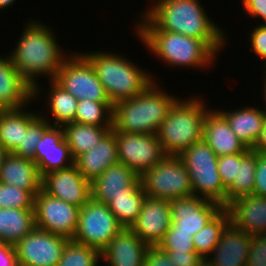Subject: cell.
<instances>
[{
  "label": "cell",
  "mask_w": 266,
  "mask_h": 266,
  "mask_svg": "<svg viewBox=\"0 0 266 266\" xmlns=\"http://www.w3.org/2000/svg\"><path fill=\"white\" fill-rule=\"evenodd\" d=\"M39 20L31 19L23 27L19 41L12 53L8 54L12 64L23 78L33 87V99L38 100L40 76L55 80L58 70L69 52L61 49L51 27Z\"/></svg>",
  "instance_id": "1"
},
{
  "label": "cell",
  "mask_w": 266,
  "mask_h": 266,
  "mask_svg": "<svg viewBox=\"0 0 266 266\" xmlns=\"http://www.w3.org/2000/svg\"><path fill=\"white\" fill-rule=\"evenodd\" d=\"M144 14L160 29L203 40L216 54L224 48L225 31L211 20L201 0H157ZM208 14V15H207Z\"/></svg>",
  "instance_id": "2"
},
{
  "label": "cell",
  "mask_w": 266,
  "mask_h": 266,
  "mask_svg": "<svg viewBox=\"0 0 266 266\" xmlns=\"http://www.w3.org/2000/svg\"><path fill=\"white\" fill-rule=\"evenodd\" d=\"M135 32L150 53L170 67H192L200 70L211 66L216 53L201 39L160 30L143 12Z\"/></svg>",
  "instance_id": "3"
},
{
  "label": "cell",
  "mask_w": 266,
  "mask_h": 266,
  "mask_svg": "<svg viewBox=\"0 0 266 266\" xmlns=\"http://www.w3.org/2000/svg\"><path fill=\"white\" fill-rule=\"evenodd\" d=\"M155 80L137 96L112 107V129L120 133L157 134L161 123L179 99L163 91Z\"/></svg>",
  "instance_id": "4"
},
{
  "label": "cell",
  "mask_w": 266,
  "mask_h": 266,
  "mask_svg": "<svg viewBox=\"0 0 266 266\" xmlns=\"http://www.w3.org/2000/svg\"><path fill=\"white\" fill-rule=\"evenodd\" d=\"M81 54L91 63L112 104L137 96L156 79L124 55L109 51Z\"/></svg>",
  "instance_id": "5"
},
{
  "label": "cell",
  "mask_w": 266,
  "mask_h": 266,
  "mask_svg": "<svg viewBox=\"0 0 266 266\" xmlns=\"http://www.w3.org/2000/svg\"><path fill=\"white\" fill-rule=\"evenodd\" d=\"M202 98L179 97L161 123L156 135L166 156H180L203 139V123L210 108Z\"/></svg>",
  "instance_id": "6"
},
{
  "label": "cell",
  "mask_w": 266,
  "mask_h": 266,
  "mask_svg": "<svg viewBox=\"0 0 266 266\" xmlns=\"http://www.w3.org/2000/svg\"><path fill=\"white\" fill-rule=\"evenodd\" d=\"M188 170L193 194L219 203L226 208L227 190L218 172V156L202 139L187 148L180 156Z\"/></svg>",
  "instance_id": "7"
},
{
  "label": "cell",
  "mask_w": 266,
  "mask_h": 266,
  "mask_svg": "<svg viewBox=\"0 0 266 266\" xmlns=\"http://www.w3.org/2000/svg\"><path fill=\"white\" fill-rule=\"evenodd\" d=\"M147 197L176 200L193 196L190 176L179 156H165L140 176Z\"/></svg>",
  "instance_id": "8"
},
{
  "label": "cell",
  "mask_w": 266,
  "mask_h": 266,
  "mask_svg": "<svg viewBox=\"0 0 266 266\" xmlns=\"http://www.w3.org/2000/svg\"><path fill=\"white\" fill-rule=\"evenodd\" d=\"M124 228L108 205L90 199L79 209L73 241L101 251Z\"/></svg>",
  "instance_id": "9"
},
{
  "label": "cell",
  "mask_w": 266,
  "mask_h": 266,
  "mask_svg": "<svg viewBox=\"0 0 266 266\" xmlns=\"http://www.w3.org/2000/svg\"><path fill=\"white\" fill-rule=\"evenodd\" d=\"M70 53L58 70L55 81L78 100L111 102L91 63L77 51Z\"/></svg>",
  "instance_id": "10"
},
{
  "label": "cell",
  "mask_w": 266,
  "mask_h": 266,
  "mask_svg": "<svg viewBox=\"0 0 266 266\" xmlns=\"http://www.w3.org/2000/svg\"><path fill=\"white\" fill-rule=\"evenodd\" d=\"M79 209L41 189L34 197L36 228L72 240L78 225Z\"/></svg>",
  "instance_id": "11"
},
{
  "label": "cell",
  "mask_w": 266,
  "mask_h": 266,
  "mask_svg": "<svg viewBox=\"0 0 266 266\" xmlns=\"http://www.w3.org/2000/svg\"><path fill=\"white\" fill-rule=\"evenodd\" d=\"M115 134L118 162L126 165L139 176L160 162L166 154L156 134Z\"/></svg>",
  "instance_id": "12"
},
{
  "label": "cell",
  "mask_w": 266,
  "mask_h": 266,
  "mask_svg": "<svg viewBox=\"0 0 266 266\" xmlns=\"http://www.w3.org/2000/svg\"><path fill=\"white\" fill-rule=\"evenodd\" d=\"M68 238L35 228L14 245L18 266H57Z\"/></svg>",
  "instance_id": "13"
},
{
  "label": "cell",
  "mask_w": 266,
  "mask_h": 266,
  "mask_svg": "<svg viewBox=\"0 0 266 266\" xmlns=\"http://www.w3.org/2000/svg\"><path fill=\"white\" fill-rule=\"evenodd\" d=\"M41 189L79 208L91 199L90 181L80 173L75 164L43 175Z\"/></svg>",
  "instance_id": "14"
},
{
  "label": "cell",
  "mask_w": 266,
  "mask_h": 266,
  "mask_svg": "<svg viewBox=\"0 0 266 266\" xmlns=\"http://www.w3.org/2000/svg\"><path fill=\"white\" fill-rule=\"evenodd\" d=\"M172 222L170 229L189 232L194 236L223 207L216 202L196 195L170 201Z\"/></svg>",
  "instance_id": "15"
},
{
  "label": "cell",
  "mask_w": 266,
  "mask_h": 266,
  "mask_svg": "<svg viewBox=\"0 0 266 266\" xmlns=\"http://www.w3.org/2000/svg\"><path fill=\"white\" fill-rule=\"evenodd\" d=\"M172 210L169 200L146 197L130 229L147 245L157 246L169 230Z\"/></svg>",
  "instance_id": "16"
},
{
  "label": "cell",
  "mask_w": 266,
  "mask_h": 266,
  "mask_svg": "<svg viewBox=\"0 0 266 266\" xmlns=\"http://www.w3.org/2000/svg\"><path fill=\"white\" fill-rule=\"evenodd\" d=\"M33 161L37 164L41 176L74 164L63 127L50 125L45 130L35 149Z\"/></svg>",
  "instance_id": "17"
},
{
  "label": "cell",
  "mask_w": 266,
  "mask_h": 266,
  "mask_svg": "<svg viewBox=\"0 0 266 266\" xmlns=\"http://www.w3.org/2000/svg\"><path fill=\"white\" fill-rule=\"evenodd\" d=\"M140 183L135 171L118 162L90 182L91 199L108 205L113 197L130 194Z\"/></svg>",
  "instance_id": "18"
},
{
  "label": "cell",
  "mask_w": 266,
  "mask_h": 266,
  "mask_svg": "<svg viewBox=\"0 0 266 266\" xmlns=\"http://www.w3.org/2000/svg\"><path fill=\"white\" fill-rule=\"evenodd\" d=\"M149 247L130 228H122L100 256L105 266H144Z\"/></svg>",
  "instance_id": "19"
},
{
  "label": "cell",
  "mask_w": 266,
  "mask_h": 266,
  "mask_svg": "<svg viewBox=\"0 0 266 266\" xmlns=\"http://www.w3.org/2000/svg\"><path fill=\"white\" fill-rule=\"evenodd\" d=\"M250 239L249 234L230 222L223 231L220 242L206 261L209 266H246Z\"/></svg>",
  "instance_id": "20"
},
{
  "label": "cell",
  "mask_w": 266,
  "mask_h": 266,
  "mask_svg": "<svg viewBox=\"0 0 266 266\" xmlns=\"http://www.w3.org/2000/svg\"><path fill=\"white\" fill-rule=\"evenodd\" d=\"M33 100V87L18 72L8 55H0V110L22 108Z\"/></svg>",
  "instance_id": "21"
},
{
  "label": "cell",
  "mask_w": 266,
  "mask_h": 266,
  "mask_svg": "<svg viewBox=\"0 0 266 266\" xmlns=\"http://www.w3.org/2000/svg\"><path fill=\"white\" fill-rule=\"evenodd\" d=\"M203 139L219 156L245 153L249 148L231 130L217 108L208 110L203 123Z\"/></svg>",
  "instance_id": "22"
},
{
  "label": "cell",
  "mask_w": 266,
  "mask_h": 266,
  "mask_svg": "<svg viewBox=\"0 0 266 266\" xmlns=\"http://www.w3.org/2000/svg\"><path fill=\"white\" fill-rule=\"evenodd\" d=\"M226 209L230 222L250 236L266 234V197L251 195L232 201Z\"/></svg>",
  "instance_id": "23"
},
{
  "label": "cell",
  "mask_w": 266,
  "mask_h": 266,
  "mask_svg": "<svg viewBox=\"0 0 266 266\" xmlns=\"http://www.w3.org/2000/svg\"><path fill=\"white\" fill-rule=\"evenodd\" d=\"M0 182L27 190L35 197L41 190L42 176L33 160L8 153L0 168Z\"/></svg>",
  "instance_id": "24"
},
{
  "label": "cell",
  "mask_w": 266,
  "mask_h": 266,
  "mask_svg": "<svg viewBox=\"0 0 266 266\" xmlns=\"http://www.w3.org/2000/svg\"><path fill=\"white\" fill-rule=\"evenodd\" d=\"M117 163V142L115 134L111 130L95 147L74 161L80 173L90 182L100 176L108 167Z\"/></svg>",
  "instance_id": "25"
},
{
  "label": "cell",
  "mask_w": 266,
  "mask_h": 266,
  "mask_svg": "<svg viewBox=\"0 0 266 266\" xmlns=\"http://www.w3.org/2000/svg\"><path fill=\"white\" fill-rule=\"evenodd\" d=\"M245 105L243 108L235 110H218L227 120L231 130L235 135L251 149L263 128V109Z\"/></svg>",
  "instance_id": "26"
},
{
  "label": "cell",
  "mask_w": 266,
  "mask_h": 266,
  "mask_svg": "<svg viewBox=\"0 0 266 266\" xmlns=\"http://www.w3.org/2000/svg\"><path fill=\"white\" fill-rule=\"evenodd\" d=\"M27 107L0 110V142L9 153L23 143L27 126L39 115V111H26Z\"/></svg>",
  "instance_id": "27"
},
{
  "label": "cell",
  "mask_w": 266,
  "mask_h": 266,
  "mask_svg": "<svg viewBox=\"0 0 266 266\" xmlns=\"http://www.w3.org/2000/svg\"><path fill=\"white\" fill-rule=\"evenodd\" d=\"M35 228L34 209L0 208V242L14 246Z\"/></svg>",
  "instance_id": "28"
},
{
  "label": "cell",
  "mask_w": 266,
  "mask_h": 266,
  "mask_svg": "<svg viewBox=\"0 0 266 266\" xmlns=\"http://www.w3.org/2000/svg\"><path fill=\"white\" fill-rule=\"evenodd\" d=\"M49 84L46 106L48 105L47 113L51 114L50 116L53 120H48L49 114L45 117L44 114L41 115L39 113L40 116L55 126L63 127L68 123L74 122L79 100L61 87L55 80H51V82L49 80Z\"/></svg>",
  "instance_id": "29"
},
{
  "label": "cell",
  "mask_w": 266,
  "mask_h": 266,
  "mask_svg": "<svg viewBox=\"0 0 266 266\" xmlns=\"http://www.w3.org/2000/svg\"><path fill=\"white\" fill-rule=\"evenodd\" d=\"M65 140L75 161L80 155L95 147L112 127L71 122L63 126Z\"/></svg>",
  "instance_id": "30"
},
{
  "label": "cell",
  "mask_w": 266,
  "mask_h": 266,
  "mask_svg": "<svg viewBox=\"0 0 266 266\" xmlns=\"http://www.w3.org/2000/svg\"><path fill=\"white\" fill-rule=\"evenodd\" d=\"M257 166V152L248 149L238 153V172L233 182L226 188V207L240 197L253 195Z\"/></svg>",
  "instance_id": "31"
},
{
  "label": "cell",
  "mask_w": 266,
  "mask_h": 266,
  "mask_svg": "<svg viewBox=\"0 0 266 266\" xmlns=\"http://www.w3.org/2000/svg\"><path fill=\"white\" fill-rule=\"evenodd\" d=\"M230 223L229 211L222 208L198 233L193 236V244L198 256L206 260L220 242L221 235Z\"/></svg>",
  "instance_id": "32"
},
{
  "label": "cell",
  "mask_w": 266,
  "mask_h": 266,
  "mask_svg": "<svg viewBox=\"0 0 266 266\" xmlns=\"http://www.w3.org/2000/svg\"><path fill=\"white\" fill-rule=\"evenodd\" d=\"M146 197L140 183L130 194L113 197L108 207L124 228H130L138 218Z\"/></svg>",
  "instance_id": "33"
},
{
  "label": "cell",
  "mask_w": 266,
  "mask_h": 266,
  "mask_svg": "<svg viewBox=\"0 0 266 266\" xmlns=\"http://www.w3.org/2000/svg\"><path fill=\"white\" fill-rule=\"evenodd\" d=\"M112 107L111 102L79 100L74 122L99 127H112Z\"/></svg>",
  "instance_id": "34"
},
{
  "label": "cell",
  "mask_w": 266,
  "mask_h": 266,
  "mask_svg": "<svg viewBox=\"0 0 266 266\" xmlns=\"http://www.w3.org/2000/svg\"><path fill=\"white\" fill-rule=\"evenodd\" d=\"M100 259L98 250L69 240L57 266H99Z\"/></svg>",
  "instance_id": "35"
},
{
  "label": "cell",
  "mask_w": 266,
  "mask_h": 266,
  "mask_svg": "<svg viewBox=\"0 0 266 266\" xmlns=\"http://www.w3.org/2000/svg\"><path fill=\"white\" fill-rule=\"evenodd\" d=\"M51 124L40 114L27 126L23 143L13 152L22 158L34 159L35 149L43 133Z\"/></svg>",
  "instance_id": "36"
},
{
  "label": "cell",
  "mask_w": 266,
  "mask_h": 266,
  "mask_svg": "<svg viewBox=\"0 0 266 266\" xmlns=\"http://www.w3.org/2000/svg\"><path fill=\"white\" fill-rule=\"evenodd\" d=\"M0 208L34 209V196L27 190L0 182Z\"/></svg>",
  "instance_id": "37"
},
{
  "label": "cell",
  "mask_w": 266,
  "mask_h": 266,
  "mask_svg": "<svg viewBox=\"0 0 266 266\" xmlns=\"http://www.w3.org/2000/svg\"><path fill=\"white\" fill-rule=\"evenodd\" d=\"M192 241L191 233L169 228L157 247L162 251L196 252Z\"/></svg>",
  "instance_id": "38"
},
{
  "label": "cell",
  "mask_w": 266,
  "mask_h": 266,
  "mask_svg": "<svg viewBox=\"0 0 266 266\" xmlns=\"http://www.w3.org/2000/svg\"><path fill=\"white\" fill-rule=\"evenodd\" d=\"M217 164L221 182L227 188L238 172V154L219 156Z\"/></svg>",
  "instance_id": "39"
},
{
  "label": "cell",
  "mask_w": 266,
  "mask_h": 266,
  "mask_svg": "<svg viewBox=\"0 0 266 266\" xmlns=\"http://www.w3.org/2000/svg\"><path fill=\"white\" fill-rule=\"evenodd\" d=\"M246 266H266V234L251 236Z\"/></svg>",
  "instance_id": "40"
},
{
  "label": "cell",
  "mask_w": 266,
  "mask_h": 266,
  "mask_svg": "<svg viewBox=\"0 0 266 266\" xmlns=\"http://www.w3.org/2000/svg\"><path fill=\"white\" fill-rule=\"evenodd\" d=\"M250 49L257 57L264 61L266 67V24H258L251 31L250 35Z\"/></svg>",
  "instance_id": "41"
},
{
  "label": "cell",
  "mask_w": 266,
  "mask_h": 266,
  "mask_svg": "<svg viewBox=\"0 0 266 266\" xmlns=\"http://www.w3.org/2000/svg\"><path fill=\"white\" fill-rule=\"evenodd\" d=\"M253 194L266 197V153H257V166Z\"/></svg>",
  "instance_id": "42"
},
{
  "label": "cell",
  "mask_w": 266,
  "mask_h": 266,
  "mask_svg": "<svg viewBox=\"0 0 266 266\" xmlns=\"http://www.w3.org/2000/svg\"><path fill=\"white\" fill-rule=\"evenodd\" d=\"M144 266H176L166 252L157 246H150L145 256Z\"/></svg>",
  "instance_id": "43"
},
{
  "label": "cell",
  "mask_w": 266,
  "mask_h": 266,
  "mask_svg": "<svg viewBox=\"0 0 266 266\" xmlns=\"http://www.w3.org/2000/svg\"><path fill=\"white\" fill-rule=\"evenodd\" d=\"M244 12L252 18H259L263 21L260 24H266V0H242Z\"/></svg>",
  "instance_id": "44"
},
{
  "label": "cell",
  "mask_w": 266,
  "mask_h": 266,
  "mask_svg": "<svg viewBox=\"0 0 266 266\" xmlns=\"http://www.w3.org/2000/svg\"><path fill=\"white\" fill-rule=\"evenodd\" d=\"M164 252L176 266H195L202 260L197 252H177V250Z\"/></svg>",
  "instance_id": "45"
},
{
  "label": "cell",
  "mask_w": 266,
  "mask_h": 266,
  "mask_svg": "<svg viewBox=\"0 0 266 266\" xmlns=\"http://www.w3.org/2000/svg\"><path fill=\"white\" fill-rule=\"evenodd\" d=\"M0 266H18L13 245L0 242Z\"/></svg>",
  "instance_id": "46"
},
{
  "label": "cell",
  "mask_w": 266,
  "mask_h": 266,
  "mask_svg": "<svg viewBox=\"0 0 266 266\" xmlns=\"http://www.w3.org/2000/svg\"><path fill=\"white\" fill-rule=\"evenodd\" d=\"M252 151L257 153H266V114L264 113L263 128L259 135V138L251 148Z\"/></svg>",
  "instance_id": "47"
},
{
  "label": "cell",
  "mask_w": 266,
  "mask_h": 266,
  "mask_svg": "<svg viewBox=\"0 0 266 266\" xmlns=\"http://www.w3.org/2000/svg\"><path fill=\"white\" fill-rule=\"evenodd\" d=\"M9 152L5 149L3 144L0 142V168Z\"/></svg>",
  "instance_id": "48"
},
{
  "label": "cell",
  "mask_w": 266,
  "mask_h": 266,
  "mask_svg": "<svg viewBox=\"0 0 266 266\" xmlns=\"http://www.w3.org/2000/svg\"><path fill=\"white\" fill-rule=\"evenodd\" d=\"M16 0H0V9L11 7Z\"/></svg>",
  "instance_id": "49"
},
{
  "label": "cell",
  "mask_w": 266,
  "mask_h": 266,
  "mask_svg": "<svg viewBox=\"0 0 266 266\" xmlns=\"http://www.w3.org/2000/svg\"><path fill=\"white\" fill-rule=\"evenodd\" d=\"M264 76H265V77H263V78H264V79H263V84H264V85H263V86H264V87H263V90H264V91H263V92H264V93H263V94H264V95H263V99H265V103H264V104H265V107L262 108V109H264L263 111H264V113L266 114V75H264Z\"/></svg>",
  "instance_id": "50"
},
{
  "label": "cell",
  "mask_w": 266,
  "mask_h": 266,
  "mask_svg": "<svg viewBox=\"0 0 266 266\" xmlns=\"http://www.w3.org/2000/svg\"><path fill=\"white\" fill-rule=\"evenodd\" d=\"M195 266H209L208 262L206 260H201L198 264Z\"/></svg>",
  "instance_id": "51"
}]
</instances>
